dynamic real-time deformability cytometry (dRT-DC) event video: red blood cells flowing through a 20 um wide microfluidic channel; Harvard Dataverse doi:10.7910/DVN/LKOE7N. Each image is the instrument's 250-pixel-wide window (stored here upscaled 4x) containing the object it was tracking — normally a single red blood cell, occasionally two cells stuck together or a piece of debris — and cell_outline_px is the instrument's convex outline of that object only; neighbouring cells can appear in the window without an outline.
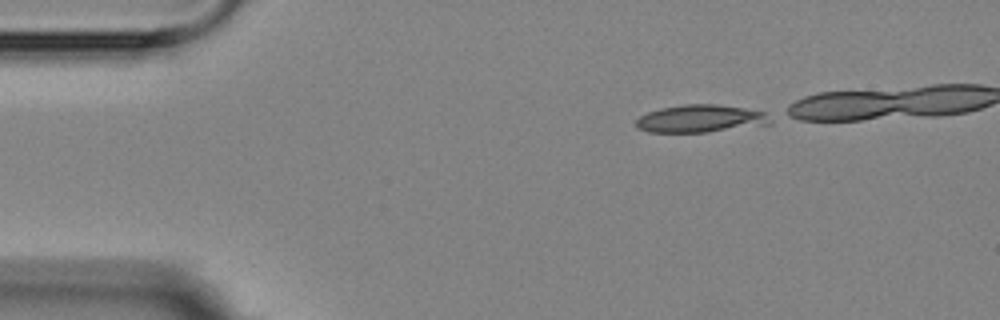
{"species": "Egyptian fruit bat (a non-hibernating species)", "species_latin": "Rousettus aegyptiacus", "temperature_condition": "room temperature", "stored_images_in_passage": 6, "camera_frame_rate_fps": 3000, "um_per_image_px": 0.085, "animal": {"sex": "female"}, "frame": {"image": 1, "passage_image": 1, "time_ms": 0.0, "image_size_px": [1000, 320], "cell_outline_px": [[772, 124], [708, 132], [648, 132], [636, 128], [636, 120], [640, 116], [648, 112], [660, 108], [684, 104], [716, 104], [744, 108], [764, 112], [772, 120]], "centroid_in_image_um": [59.54, 10.09], "position_along_channel_um": 25.5, "area_um2": 21.68}}